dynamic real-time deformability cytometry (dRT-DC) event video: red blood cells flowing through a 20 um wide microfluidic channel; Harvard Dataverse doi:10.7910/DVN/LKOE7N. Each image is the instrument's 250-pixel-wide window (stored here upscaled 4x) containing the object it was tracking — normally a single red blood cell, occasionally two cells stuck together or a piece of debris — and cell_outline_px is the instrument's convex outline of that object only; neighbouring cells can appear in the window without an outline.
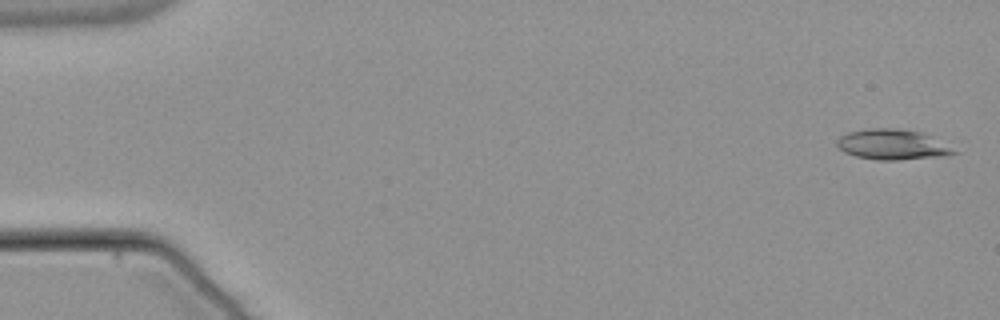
{"species": "common noctule bat (a hibernating species)", "species_latin": "Nyctalus noctula", "temperature_condition": "warm", "stored_images_in_passage": 54, "camera_frame_rate_fps": 3000, "um_per_image_px": 0.085, "animal": {"sex": "male", "body_mass_g": 21.5, "forearm_length_mm": 52.0}, "frame": {"image": 1, "passage_image": 2, "time_ms": 0.333, "image_size_px": [1000, 320], "cell_outline_px": [[960, 152], [936, 156], [896, 160], [876, 160], [856, 156], [844, 152], [836, 144], [836, 140], [840, 136], [848, 132], [872, 128], [892, 128], [920, 132]], "centroid_in_image_um": [75.76, 12.28], "position_along_channel_um": 9.2, "area_um2": 20.11}}
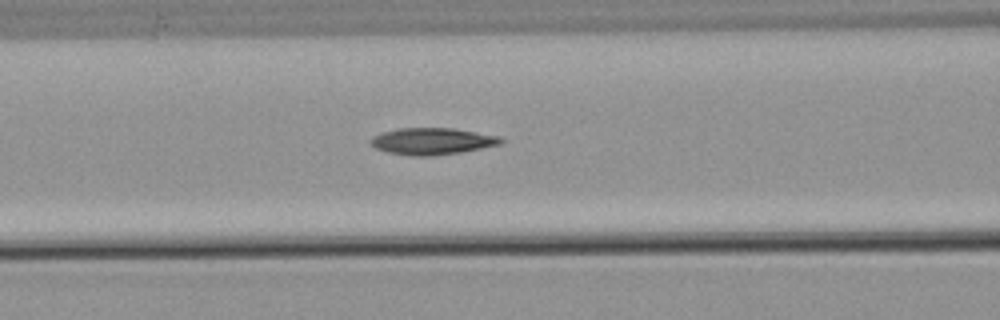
{"frame": {"image": 2, "passage_image": 23, "time_ms": 7.333, "image_size_px": [1000, 320], "cell_outline_px": [[504, 140], [500, 144], [460, 152], [432, 156], [412, 156], [388, 152], [376, 148], [368, 140], [372, 136], [380, 132], [396, 128], [452, 128], [500, 136]], "centroid_in_image_um": [36.69, 11.99], "position_along_channel_um": 129.9, "area_um2": 20.29}}
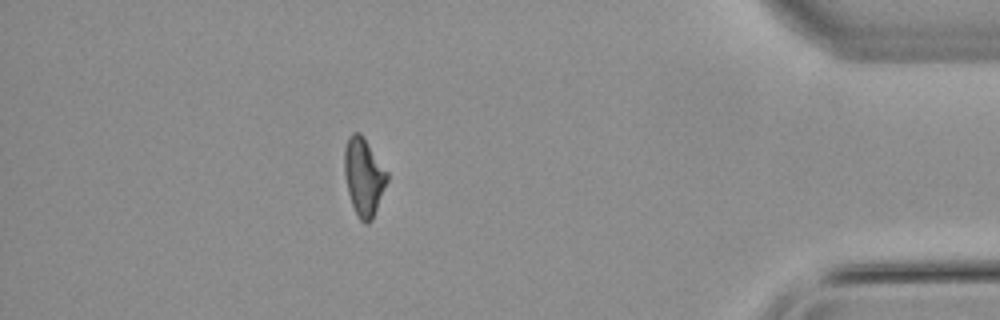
{"frame": {"image": 3, "passage_image": 48, "time_ms": 15.667, "image_size_px": [1000, 320], "cell_outline_px": [[388, 180], [372, 220], [368, 224], [364, 224], [360, 220], [352, 204], [348, 192], [344, 172], [344, 148], [348, 136], [352, 132], [360, 132], [388, 172]], "centroid_in_image_um": [30.91, 15.01], "position_along_channel_um": 404.3, "area_um2": 19.31}, "authors_computed_cell_mechanics": {"area_um2": 19.652, "velocity_mm_per_s": 3.8376, "shape_relaxation_time_tau1_ms": 10.6156, "shape_relaxation_time_tau2_ms": 7.4686, "deformation_change_tau1": 0.263, "deformation_change_tau2": 0.1719}}